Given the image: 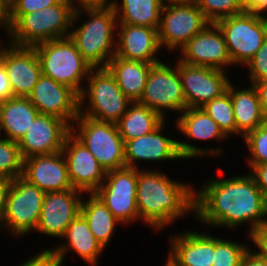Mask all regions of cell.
<instances>
[{
    "instance_id": "cell-11",
    "label": "cell",
    "mask_w": 267,
    "mask_h": 266,
    "mask_svg": "<svg viewBox=\"0 0 267 266\" xmlns=\"http://www.w3.org/2000/svg\"><path fill=\"white\" fill-rule=\"evenodd\" d=\"M138 103L152 109L164 120H166V110L170 113L171 111L181 113L186 109V99L177 63L171 67L170 64L160 61L151 66L142 97Z\"/></svg>"
},
{
    "instance_id": "cell-50",
    "label": "cell",
    "mask_w": 267,
    "mask_h": 266,
    "mask_svg": "<svg viewBox=\"0 0 267 266\" xmlns=\"http://www.w3.org/2000/svg\"><path fill=\"white\" fill-rule=\"evenodd\" d=\"M2 4L8 9L17 0H1Z\"/></svg>"
},
{
    "instance_id": "cell-14",
    "label": "cell",
    "mask_w": 267,
    "mask_h": 266,
    "mask_svg": "<svg viewBox=\"0 0 267 266\" xmlns=\"http://www.w3.org/2000/svg\"><path fill=\"white\" fill-rule=\"evenodd\" d=\"M176 62L186 108H201L227 91L230 83L228 72L207 66L189 65L178 58Z\"/></svg>"
},
{
    "instance_id": "cell-36",
    "label": "cell",
    "mask_w": 267,
    "mask_h": 266,
    "mask_svg": "<svg viewBox=\"0 0 267 266\" xmlns=\"http://www.w3.org/2000/svg\"><path fill=\"white\" fill-rule=\"evenodd\" d=\"M243 139L250 153L246 162L249 168L267 163V120Z\"/></svg>"
},
{
    "instance_id": "cell-13",
    "label": "cell",
    "mask_w": 267,
    "mask_h": 266,
    "mask_svg": "<svg viewBox=\"0 0 267 266\" xmlns=\"http://www.w3.org/2000/svg\"><path fill=\"white\" fill-rule=\"evenodd\" d=\"M207 24L196 3L163 5L157 30L159 45L177 52Z\"/></svg>"
},
{
    "instance_id": "cell-2",
    "label": "cell",
    "mask_w": 267,
    "mask_h": 266,
    "mask_svg": "<svg viewBox=\"0 0 267 266\" xmlns=\"http://www.w3.org/2000/svg\"><path fill=\"white\" fill-rule=\"evenodd\" d=\"M167 176L158 169H137L136 204L139 219L156 231H162L188 213L195 217L193 186Z\"/></svg>"
},
{
    "instance_id": "cell-32",
    "label": "cell",
    "mask_w": 267,
    "mask_h": 266,
    "mask_svg": "<svg viewBox=\"0 0 267 266\" xmlns=\"http://www.w3.org/2000/svg\"><path fill=\"white\" fill-rule=\"evenodd\" d=\"M202 108L218 124L220 130L229 138L237 136V125L233 113V103L230 93L226 91L221 96L207 102Z\"/></svg>"
},
{
    "instance_id": "cell-10",
    "label": "cell",
    "mask_w": 267,
    "mask_h": 266,
    "mask_svg": "<svg viewBox=\"0 0 267 266\" xmlns=\"http://www.w3.org/2000/svg\"><path fill=\"white\" fill-rule=\"evenodd\" d=\"M44 196L43 190L22 176L13 179L1 228L16 237L35 233Z\"/></svg>"
},
{
    "instance_id": "cell-9",
    "label": "cell",
    "mask_w": 267,
    "mask_h": 266,
    "mask_svg": "<svg viewBox=\"0 0 267 266\" xmlns=\"http://www.w3.org/2000/svg\"><path fill=\"white\" fill-rule=\"evenodd\" d=\"M264 15L245 9L216 22L233 65H247L267 38V15Z\"/></svg>"
},
{
    "instance_id": "cell-44",
    "label": "cell",
    "mask_w": 267,
    "mask_h": 266,
    "mask_svg": "<svg viewBox=\"0 0 267 266\" xmlns=\"http://www.w3.org/2000/svg\"><path fill=\"white\" fill-rule=\"evenodd\" d=\"M13 93L9 84L4 65L0 62V102L12 98Z\"/></svg>"
},
{
    "instance_id": "cell-18",
    "label": "cell",
    "mask_w": 267,
    "mask_h": 266,
    "mask_svg": "<svg viewBox=\"0 0 267 266\" xmlns=\"http://www.w3.org/2000/svg\"><path fill=\"white\" fill-rule=\"evenodd\" d=\"M83 194L74 188L45 193L35 232L61 239L68 225L80 214Z\"/></svg>"
},
{
    "instance_id": "cell-6",
    "label": "cell",
    "mask_w": 267,
    "mask_h": 266,
    "mask_svg": "<svg viewBox=\"0 0 267 266\" xmlns=\"http://www.w3.org/2000/svg\"><path fill=\"white\" fill-rule=\"evenodd\" d=\"M86 82L79 95V114L116 124L133 102L119 88L107 67L92 68Z\"/></svg>"
},
{
    "instance_id": "cell-51",
    "label": "cell",
    "mask_w": 267,
    "mask_h": 266,
    "mask_svg": "<svg viewBox=\"0 0 267 266\" xmlns=\"http://www.w3.org/2000/svg\"><path fill=\"white\" fill-rule=\"evenodd\" d=\"M167 262L165 263L164 266H174L168 259L166 260Z\"/></svg>"
},
{
    "instance_id": "cell-34",
    "label": "cell",
    "mask_w": 267,
    "mask_h": 266,
    "mask_svg": "<svg viewBox=\"0 0 267 266\" xmlns=\"http://www.w3.org/2000/svg\"><path fill=\"white\" fill-rule=\"evenodd\" d=\"M196 4L209 23L240 14L246 9L244 0H197Z\"/></svg>"
},
{
    "instance_id": "cell-5",
    "label": "cell",
    "mask_w": 267,
    "mask_h": 266,
    "mask_svg": "<svg viewBox=\"0 0 267 266\" xmlns=\"http://www.w3.org/2000/svg\"><path fill=\"white\" fill-rule=\"evenodd\" d=\"M165 124L166 120L153 132L125 142L126 167L139 169L138 164L141 161L150 163V161L165 162V160L217 157L224 151L218 147L203 149L192 143L164 136Z\"/></svg>"
},
{
    "instance_id": "cell-4",
    "label": "cell",
    "mask_w": 267,
    "mask_h": 266,
    "mask_svg": "<svg viewBox=\"0 0 267 266\" xmlns=\"http://www.w3.org/2000/svg\"><path fill=\"white\" fill-rule=\"evenodd\" d=\"M75 7L69 0L24 15H8L9 43L34 47L54 39L69 37Z\"/></svg>"
},
{
    "instance_id": "cell-45",
    "label": "cell",
    "mask_w": 267,
    "mask_h": 266,
    "mask_svg": "<svg viewBox=\"0 0 267 266\" xmlns=\"http://www.w3.org/2000/svg\"><path fill=\"white\" fill-rule=\"evenodd\" d=\"M253 85L255 86L256 91L258 93V97L262 105V108L265 114L267 115V80L256 82Z\"/></svg>"
},
{
    "instance_id": "cell-21",
    "label": "cell",
    "mask_w": 267,
    "mask_h": 266,
    "mask_svg": "<svg viewBox=\"0 0 267 266\" xmlns=\"http://www.w3.org/2000/svg\"><path fill=\"white\" fill-rule=\"evenodd\" d=\"M211 235L195 230L170 234L167 259L174 266H213L215 236Z\"/></svg>"
},
{
    "instance_id": "cell-35",
    "label": "cell",
    "mask_w": 267,
    "mask_h": 266,
    "mask_svg": "<svg viewBox=\"0 0 267 266\" xmlns=\"http://www.w3.org/2000/svg\"><path fill=\"white\" fill-rule=\"evenodd\" d=\"M251 247L244 242L215 237L213 266H240L244 255Z\"/></svg>"
},
{
    "instance_id": "cell-47",
    "label": "cell",
    "mask_w": 267,
    "mask_h": 266,
    "mask_svg": "<svg viewBox=\"0 0 267 266\" xmlns=\"http://www.w3.org/2000/svg\"><path fill=\"white\" fill-rule=\"evenodd\" d=\"M246 9L267 15V0H244Z\"/></svg>"
},
{
    "instance_id": "cell-39",
    "label": "cell",
    "mask_w": 267,
    "mask_h": 266,
    "mask_svg": "<svg viewBox=\"0 0 267 266\" xmlns=\"http://www.w3.org/2000/svg\"><path fill=\"white\" fill-rule=\"evenodd\" d=\"M19 266H60V264L50 248H46L29 257Z\"/></svg>"
},
{
    "instance_id": "cell-33",
    "label": "cell",
    "mask_w": 267,
    "mask_h": 266,
    "mask_svg": "<svg viewBox=\"0 0 267 266\" xmlns=\"http://www.w3.org/2000/svg\"><path fill=\"white\" fill-rule=\"evenodd\" d=\"M23 161L18 143L0 136V177L13 180L22 176Z\"/></svg>"
},
{
    "instance_id": "cell-7",
    "label": "cell",
    "mask_w": 267,
    "mask_h": 266,
    "mask_svg": "<svg viewBox=\"0 0 267 266\" xmlns=\"http://www.w3.org/2000/svg\"><path fill=\"white\" fill-rule=\"evenodd\" d=\"M33 48L43 75L81 94L85 86L83 83L93 67L83 58L70 37L46 41Z\"/></svg>"
},
{
    "instance_id": "cell-37",
    "label": "cell",
    "mask_w": 267,
    "mask_h": 266,
    "mask_svg": "<svg viewBox=\"0 0 267 266\" xmlns=\"http://www.w3.org/2000/svg\"><path fill=\"white\" fill-rule=\"evenodd\" d=\"M246 66L251 84L267 80V38Z\"/></svg>"
},
{
    "instance_id": "cell-29",
    "label": "cell",
    "mask_w": 267,
    "mask_h": 266,
    "mask_svg": "<svg viewBox=\"0 0 267 266\" xmlns=\"http://www.w3.org/2000/svg\"><path fill=\"white\" fill-rule=\"evenodd\" d=\"M177 130L188 139L199 141L226 140L218 124L201 108H186L176 118Z\"/></svg>"
},
{
    "instance_id": "cell-15",
    "label": "cell",
    "mask_w": 267,
    "mask_h": 266,
    "mask_svg": "<svg viewBox=\"0 0 267 266\" xmlns=\"http://www.w3.org/2000/svg\"><path fill=\"white\" fill-rule=\"evenodd\" d=\"M178 59L193 66H207L225 70L233 65L223 33L216 23L207 24L180 50Z\"/></svg>"
},
{
    "instance_id": "cell-8",
    "label": "cell",
    "mask_w": 267,
    "mask_h": 266,
    "mask_svg": "<svg viewBox=\"0 0 267 266\" xmlns=\"http://www.w3.org/2000/svg\"><path fill=\"white\" fill-rule=\"evenodd\" d=\"M71 133L95 156L105 172L126 166L125 142L117 124L78 114L71 125Z\"/></svg>"
},
{
    "instance_id": "cell-48",
    "label": "cell",
    "mask_w": 267,
    "mask_h": 266,
    "mask_svg": "<svg viewBox=\"0 0 267 266\" xmlns=\"http://www.w3.org/2000/svg\"><path fill=\"white\" fill-rule=\"evenodd\" d=\"M0 27L4 28L3 30L8 33L9 24H8V9L2 4L0 0Z\"/></svg>"
},
{
    "instance_id": "cell-26",
    "label": "cell",
    "mask_w": 267,
    "mask_h": 266,
    "mask_svg": "<svg viewBox=\"0 0 267 266\" xmlns=\"http://www.w3.org/2000/svg\"><path fill=\"white\" fill-rule=\"evenodd\" d=\"M39 114L25 97H12L0 102V136L18 142ZM3 132V133H2Z\"/></svg>"
},
{
    "instance_id": "cell-49",
    "label": "cell",
    "mask_w": 267,
    "mask_h": 266,
    "mask_svg": "<svg viewBox=\"0 0 267 266\" xmlns=\"http://www.w3.org/2000/svg\"><path fill=\"white\" fill-rule=\"evenodd\" d=\"M197 0H162L163 5L190 4L196 3Z\"/></svg>"
},
{
    "instance_id": "cell-17",
    "label": "cell",
    "mask_w": 267,
    "mask_h": 266,
    "mask_svg": "<svg viewBox=\"0 0 267 266\" xmlns=\"http://www.w3.org/2000/svg\"><path fill=\"white\" fill-rule=\"evenodd\" d=\"M71 127L62 119L38 114L27 132L17 142L22 158L50 155L62 151Z\"/></svg>"
},
{
    "instance_id": "cell-41",
    "label": "cell",
    "mask_w": 267,
    "mask_h": 266,
    "mask_svg": "<svg viewBox=\"0 0 267 266\" xmlns=\"http://www.w3.org/2000/svg\"><path fill=\"white\" fill-rule=\"evenodd\" d=\"M251 248L244 255L240 266H267V257L262 255L255 247Z\"/></svg>"
},
{
    "instance_id": "cell-46",
    "label": "cell",
    "mask_w": 267,
    "mask_h": 266,
    "mask_svg": "<svg viewBox=\"0 0 267 266\" xmlns=\"http://www.w3.org/2000/svg\"><path fill=\"white\" fill-rule=\"evenodd\" d=\"M69 1L76 8L83 6H112L115 0H69Z\"/></svg>"
},
{
    "instance_id": "cell-22",
    "label": "cell",
    "mask_w": 267,
    "mask_h": 266,
    "mask_svg": "<svg viewBox=\"0 0 267 266\" xmlns=\"http://www.w3.org/2000/svg\"><path fill=\"white\" fill-rule=\"evenodd\" d=\"M117 36L115 56L151 64L161 61L156 56L162 50L158 41L157 29L118 23Z\"/></svg>"
},
{
    "instance_id": "cell-30",
    "label": "cell",
    "mask_w": 267,
    "mask_h": 266,
    "mask_svg": "<svg viewBox=\"0 0 267 266\" xmlns=\"http://www.w3.org/2000/svg\"><path fill=\"white\" fill-rule=\"evenodd\" d=\"M112 6L118 23L147 26L158 30L162 0H115Z\"/></svg>"
},
{
    "instance_id": "cell-24",
    "label": "cell",
    "mask_w": 267,
    "mask_h": 266,
    "mask_svg": "<svg viewBox=\"0 0 267 266\" xmlns=\"http://www.w3.org/2000/svg\"><path fill=\"white\" fill-rule=\"evenodd\" d=\"M61 244L50 250L63 266L69 251L74 250L79 257L91 266H96L104 248L94 237L85 218L79 214L66 228Z\"/></svg>"
},
{
    "instance_id": "cell-12",
    "label": "cell",
    "mask_w": 267,
    "mask_h": 266,
    "mask_svg": "<svg viewBox=\"0 0 267 266\" xmlns=\"http://www.w3.org/2000/svg\"><path fill=\"white\" fill-rule=\"evenodd\" d=\"M137 169L123 167L106 172L102 185L93 193L121 223L139 220L136 204Z\"/></svg>"
},
{
    "instance_id": "cell-23",
    "label": "cell",
    "mask_w": 267,
    "mask_h": 266,
    "mask_svg": "<svg viewBox=\"0 0 267 266\" xmlns=\"http://www.w3.org/2000/svg\"><path fill=\"white\" fill-rule=\"evenodd\" d=\"M22 177L45 193L73 189L62 151L24 159Z\"/></svg>"
},
{
    "instance_id": "cell-43",
    "label": "cell",
    "mask_w": 267,
    "mask_h": 266,
    "mask_svg": "<svg viewBox=\"0 0 267 266\" xmlns=\"http://www.w3.org/2000/svg\"><path fill=\"white\" fill-rule=\"evenodd\" d=\"M253 247H257L258 251L267 257V223L259 228L252 236Z\"/></svg>"
},
{
    "instance_id": "cell-38",
    "label": "cell",
    "mask_w": 267,
    "mask_h": 266,
    "mask_svg": "<svg viewBox=\"0 0 267 266\" xmlns=\"http://www.w3.org/2000/svg\"><path fill=\"white\" fill-rule=\"evenodd\" d=\"M63 0H17L8 8V15H24L61 3Z\"/></svg>"
},
{
    "instance_id": "cell-27",
    "label": "cell",
    "mask_w": 267,
    "mask_h": 266,
    "mask_svg": "<svg viewBox=\"0 0 267 266\" xmlns=\"http://www.w3.org/2000/svg\"><path fill=\"white\" fill-rule=\"evenodd\" d=\"M152 65L143 61L126 60L113 56L109 60L107 68L115 77L122 92L132 102H138L142 97Z\"/></svg>"
},
{
    "instance_id": "cell-20",
    "label": "cell",
    "mask_w": 267,
    "mask_h": 266,
    "mask_svg": "<svg viewBox=\"0 0 267 266\" xmlns=\"http://www.w3.org/2000/svg\"><path fill=\"white\" fill-rule=\"evenodd\" d=\"M62 153L72 187L86 195L94 193L106 175L95 156L71 132L65 138Z\"/></svg>"
},
{
    "instance_id": "cell-28",
    "label": "cell",
    "mask_w": 267,
    "mask_h": 266,
    "mask_svg": "<svg viewBox=\"0 0 267 266\" xmlns=\"http://www.w3.org/2000/svg\"><path fill=\"white\" fill-rule=\"evenodd\" d=\"M90 195V196H89ZM80 214L85 218L94 237L106 250L114 232L121 224L93 193L82 199Z\"/></svg>"
},
{
    "instance_id": "cell-3",
    "label": "cell",
    "mask_w": 267,
    "mask_h": 266,
    "mask_svg": "<svg viewBox=\"0 0 267 266\" xmlns=\"http://www.w3.org/2000/svg\"><path fill=\"white\" fill-rule=\"evenodd\" d=\"M85 14L88 19L77 27L78 20ZM117 25L113 6L76 7L71 24L74 29H71L69 37L93 68L107 67L115 56Z\"/></svg>"
},
{
    "instance_id": "cell-16",
    "label": "cell",
    "mask_w": 267,
    "mask_h": 266,
    "mask_svg": "<svg viewBox=\"0 0 267 266\" xmlns=\"http://www.w3.org/2000/svg\"><path fill=\"white\" fill-rule=\"evenodd\" d=\"M28 99L40 114L58 117L70 127L79 114V95L69 86L43 74Z\"/></svg>"
},
{
    "instance_id": "cell-42",
    "label": "cell",
    "mask_w": 267,
    "mask_h": 266,
    "mask_svg": "<svg viewBox=\"0 0 267 266\" xmlns=\"http://www.w3.org/2000/svg\"><path fill=\"white\" fill-rule=\"evenodd\" d=\"M12 185V179L0 177V228L3 224L8 193Z\"/></svg>"
},
{
    "instance_id": "cell-25",
    "label": "cell",
    "mask_w": 267,
    "mask_h": 266,
    "mask_svg": "<svg viewBox=\"0 0 267 266\" xmlns=\"http://www.w3.org/2000/svg\"><path fill=\"white\" fill-rule=\"evenodd\" d=\"M239 90L230 81L227 91L233 103V113L237 125V136L244 138L267 120L258 93L253 84Z\"/></svg>"
},
{
    "instance_id": "cell-31",
    "label": "cell",
    "mask_w": 267,
    "mask_h": 266,
    "mask_svg": "<svg viewBox=\"0 0 267 266\" xmlns=\"http://www.w3.org/2000/svg\"><path fill=\"white\" fill-rule=\"evenodd\" d=\"M165 120L152 109L133 102L122 118L116 123L123 141L135 139L153 132Z\"/></svg>"
},
{
    "instance_id": "cell-40",
    "label": "cell",
    "mask_w": 267,
    "mask_h": 266,
    "mask_svg": "<svg viewBox=\"0 0 267 266\" xmlns=\"http://www.w3.org/2000/svg\"><path fill=\"white\" fill-rule=\"evenodd\" d=\"M249 170L267 203V163L255 165Z\"/></svg>"
},
{
    "instance_id": "cell-1",
    "label": "cell",
    "mask_w": 267,
    "mask_h": 266,
    "mask_svg": "<svg viewBox=\"0 0 267 266\" xmlns=\"http://www.w3.org/2000/svg\"><path fill=\"white\" fill-rule=\"evenodd\" d=\"M195 190V219L205 226L236 229L249 223L248 237L267 223V203L248 172L228 179H208ZM202 188V189H201Z\"/></svg>"
},
{
    "instance_id": "cell-19",
    "label": "cell",
    "mask_w": 267,
    "mask_h": 266,
    "mask_svg": "<svg viewBox=\"0 0 267 266\" xmlns=\"http://www.w3.org/2000/svg\"><path fill=\"white\" fill-rule=\"evenodd\" d=\"M7 44L0 47V62L6 70L13 97L28 98L42 75L36 50Z\"/></svg>"
}]
</instances>
